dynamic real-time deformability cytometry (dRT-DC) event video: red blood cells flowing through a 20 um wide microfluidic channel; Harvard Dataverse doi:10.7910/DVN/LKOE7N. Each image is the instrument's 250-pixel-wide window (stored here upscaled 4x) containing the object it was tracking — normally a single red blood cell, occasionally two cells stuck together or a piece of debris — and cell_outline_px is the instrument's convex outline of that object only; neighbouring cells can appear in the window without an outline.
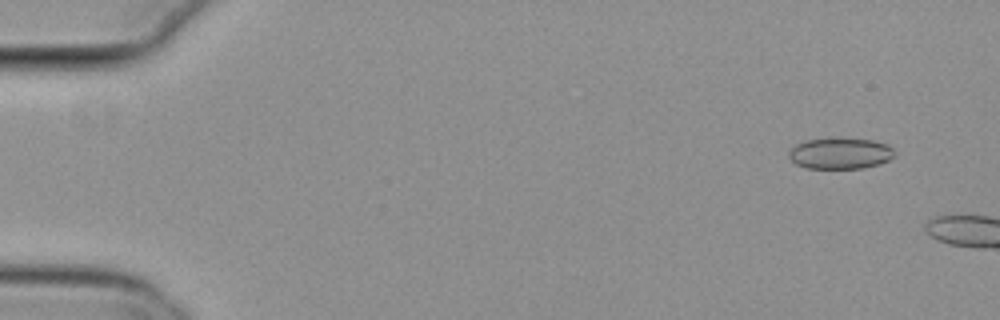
{"species": "common noctule bat (a hibernating species)", "species_latin": "Nyctalus noctula", "temperature_condition": "cold", "stored_images_in_passage": 12, "camera_frame_rate_fps": 3000, "um_per_image_px": 0.085, "animal": {"sex": "female", "body_mass_g": 29.2, "forearm_length_mm": 56.3}, "frame": {"image": 1, "passage_image": 4, "time_ms": 1.0, "image_size_px": [1000, 320], "cell_outline_px": [[896, 152], [888, 160], [880, 164], [864, 168], [804, 168], [796, 164], [788, 156], [788, 152], [796, 144], [804, 140], [872, 140], [888, 144]], "centroid_in_image_um": [71.42, 13.07], "position_along_channel_um": 13.6, "area_um2": 18.73}}